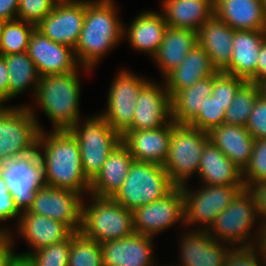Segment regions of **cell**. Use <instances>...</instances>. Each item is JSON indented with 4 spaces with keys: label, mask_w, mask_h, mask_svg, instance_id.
Instances as JSON below:
<instances>
[{
    "label": "cell",
    "mask_w": 266,
    "mask_h": 266,
    "mask_svg": "<svg viewBox=\"0 0 266 266\" xmlns=\"http://www.w3.org/2000/svg\"><path fill=\"white\" fill-rule=\"evenodd\" d=\"M39 132L37 150L42 161L45 185L90 194V181L83 173L78 140L69 129ZM44 149V156L40 149Z\"/></svg>",
    "instance_id": "obj_1"
},
{
    "label": "cell",
    "mask_w": 266,
    "mask_h": 266,
    "mask_svg": "<svg viewBox=\"0 0 266 266\" xmlns=\"http://www.w3.org/2000/svg\"><path fill=\"white\" fill-rule=\"evenodd\" d=\"M112 0H85V19L79 40L74 48L79 65L86 71L119 43L125 35Z\"/></svg>",
    "instance_id": "obj_2"
},
{
    "label": "cell",
    "mask_w": 266,
    "mask_h": 266,
    "mask_svg": "<svg viewBox=\"0 0 266 266\" xmlns=\"http://www.w3.org/2000/svg\"><path fill=\"white\" fill-rule=\"evenodd\" d=\"M77 69L72 72L41 76L36 102L52 121L55 130L70 129L79 118L80 83Z\"/></svg>",
    "instance_id": "obj_3"
},
{
    "label": "cell",
    "mask_w": 266,
    "mask_h": 266,
    "mask_svg": "<svg viewBox=\"0 0 266 266\" xmlns=\"http://www.w3.org/2000/svg\"><path fill=\"white\" fill-rule=\"evenodd\" d=\"M174 187L163 165L133 161L121 188L112 199L134 211L142 205L158 201Z\"/></svg>",
    "instance_id": "obj_4"
},
{
    "label": "cell",
    "mask_w": 266,
    "mask_h": 266,
    "mask_svg": "<svg viewBox=\"0 0 266 266\" xmlns=\"http://www.w3.org/2000/svg\"><path fill=\"white\" fill-rule=\"evenodd\" d=\"M92 197L90 206L82 204L80 231L86 237L103 244L135 233L132 211L110 197Z\"/></svg>",
    "instance_id": "obj_5"
},
{
    "label": "cell",
    "mask_w": 266,
    "mask_h": 266,
    "mask_svg": "<svg viewBox=\"0 0 266 266\" xmlns=\"http://www.w3.org/2000/svg\"><path fill=\"white\" fill-rule=\"evenodd\" d=\"M41 130L29 106H0V164L34 152Z\"/></svg>",
    "instance_id": "obj_6"
},
{
    "label": "cell",
    "mask_w": 266,
    "mask_h": 266,
    "mask_svg": "<svg viewBox=\"0 0 266 266\" xmlns=\"http://www.w3.org/2000/svg\"><path fill=\"white\" fill-rule=\"evenodd\" d=\"M69 130L78 140L83 173L91 182L108 155L122 142V136L100 114L86 120L82 127L78 121Z\"/></svg>",
    "instance_id": "obj_7"
},
{
    "label": "cell",
    "mask_w": 266,
    "mask_h": 266,
    "mask_svg": "<svg viewBox=\"0 0 266 266\" xmlns=\"http://www.w3.org/2000/svg\"><path fill=\"white\" fill-rule=\"evenodd\" d=\"M210 141L208 132L188 124L172 127L169 155L164 169L175 186H182L194 172L198 173L201 155Z\"/></svg>",
    "instance_id": "obj_8"
},
{
    "label": "cell",
    "mask_w": 266,
    "mask_h": 266,
    "mask_svg": "<svg viewBox=\"0 0 266 266\" xmlns=\"http://www.w3.org/2000/svg\"><path fill=\"white\" fill-rule=\"evenodd\" d=\"M258 215L256 201L249 188L240 190L232 199L230 205L224 209L214 222L206 229L215 239L220 238L223 243L239 247L259 245L260 240L249 242L250 230ZM212 231L214 233H212ZM248 238V239H247ZM257 243V244H256ZM253 244V245H252Z\"/></svg>",
    "instance_id": "obj_9"
},
{
    "label": "cell",
    "mask_w": 266,
    "mask_h": 266,
    "mask_svg": "<svg viewBox=\"0 0 266 266\" xmlns=\"http://www.w3.org/2000/svg\"><path fill=\"white\" fill-rule=\"evenodd\" d=\"M0 175L5 179L20 211L29 210L37 190L45 185L43 165L37 149L30 154L1 163Z\"/></svg>",
    "instance_id": "obj_10"
},
{
    "label": "cell",
    "mask_w": 266,
    "mask_h": 266,
    "mask_svg": "<svg viewBox=\"0 0 266 266\" xmlns=\"http://www.w3.org/2000/svg\"><path fill=\"white\" fill-rule=\"evenodd\" d=\"M192 193L186 183L181 186L184 196V224L203 223L208 229L219 213L226 209L244 185H208ZM191 191V192H190Z\"/></svg>",
    "instance_id": "obj_11"
},
{
    "label": "cell",
    "mask_w": 266,
    "mask_h": 266,
    "mask_svg": "<svg viewBox=\"0 0 266 266\" xmlns=\"http://www.w3.org/2000/svg\"><path fill=\"white\" fill-rule=\"evenodd\" d=\"M148 82L125 70L112 82L107 110L100 115L121 136L132 126L136 100Z\"/></svg>",
    "instance_id": "obj_12"
},
{
    "label": "cell",
    "mask_w": 266,
    "mask_h": 266,
    "mask_svg": "<svg viewBox=\"0 0 266 266\" xmlns=\"http://www.w3.org/2000/svg\"><path fill=\"white\" fill-rule=\"evenodd\" d=\"M82 204L81 194L44 185L37 190L28 211L59 221L78 232L82 225Z\"/></svg>",
    "instance_id": "obj_13"
},
{
    "label": "cell",
    "mask_w": 266,
    "mask_h": 266,
    "mask_svg": "<svg viewBox=\"0 0 266 266\" xmlns=\"http://www.w3.org/2000/svg\"><path fill=\"white\" fill-rule=\"evenodd\" d=\"M84 19V0H58L53 10L36 25V29L52 41L74 49Z\"/></svg>",
    "instance_id": "obj_14"
},
{
    "label": "cell",
    "mask_w": 266,
    "mask_h": 266,
    "mask_svg": "<svg viewBox=\"0 0 266 266\" xmlns=\"http://www.w3.org/2000/svg\"><path fill=\"white\" fill-rule=\"evenodd\" d=\"M133 212L135 233L154 237L169 226L184 221V196L181 186H175L158 201L136 208Z\"/></svg>",
    "instance_id": "obj_15"
},
{
    "label": "cell",
    "mask_w": 266,
    "mask_h": 266,
    "mask_svg": "<svg viewBox=\"0 0 266 266\" xmlns=\"http://www.w3.org/2000/svg\"><path fill=\"white\" fill-rule=\"evenodd\" d=\"M27 53L40 77L72 72L78 67L73 48L52 41L36 28L30 35Z\"/></svg>",
    "instance_id": "obj_16"
},
{
    "label": "cell",
    "mask_w": 266,
    "mask_h": 266,
    "mask_svg": "<svg viewBox=\"0 0 266 266\" xmlns=\"http://www.w3.org/2000/svg\"><path fill=\"white\" fill-rule=\"evenodd\" d=\"M170 123L155 129L127 130L122 143L129 149L134 161L164 165L169 155L172 127Z\"/></svg>",
    "instance_id": "obj_17"
},
{
    "label": "cell",
    "mask_w": 266,
    "mask_h": 266,
    "mask_svg": "<svg viewBox=\"0 0 266 266\" xmlns=\"http://www.w3.org/2000/svg\"><path fill=\"white\" fill-rule=\"evenodd\" d=\"M163 88L150 81L140 90L133 123L128 130L160 128L172 121L171 97L164 85Z\"/></svg>",
    "instance_id": "obj_18"
},
{
    "label": "cell",
    "mask_w": 266,
    "mask_h": 266,
    "mask_svg": "<svg viewBox=\"0 0 266 266\" xmlns=\"http://www.w3.org/2000/svg\"><path fill=\"white\" fill-rule=\"evenodd\" d=\"M152 240L153 237L134 233L101 244L103 266H153Z\"/></svg>",
    "instance_id": "obj_19"
},
{
    "label": "cell",
    "mask_w": 266,
    "mask_h": 266,
    "mask_svg": "<svg viewBox=\"0 0 266 266\" xmlns=\"http://www.w3.org/2000/svg\"><path fill=\"white\" fill-rule=\"evenodd\" d=\"M266 30H234L233 55L222 71L246 81L257 82V61Z\"/></svg>",
    "instance_id": "obj_20"
},
{
    "label": "cell",
    "mask_w": 266,
    "mask_h": 266,
    "mask_svg": "<svg viewBox=\"0 0 266 266\" xmlns=\"http://www.w3.org/2000/svg\"><path fill=\"white\" fill-rule=\"evenodd\" d=\"M185 235L180 247V266H224L230 247L222 246L204 228Z\"/></svg>",
    "instance_id": "obj_21"
},
{
    "label": "cell",
    "mask_w": 266,
    "mask_h": 266,
    "mask_svg": "<svg viewBox=\"0 0 266 266\" xmlns=\"http://www.w3.org/2000/svg\"><path fill=\"white\" fill-rule=\"evenodd\" d=\"M199 44L211 59L217 71H223L233 55L234 29L220 20L215 14L197 32Z\"/></svg>",
    "instance_id": "obj_22"
},
{
    "label": "cell",
    "mask_w": 266,
    "mask_h": 266,
    "mask_svg": "<svg viewBox=\"0 0 266 266\" xmlns=\"http://www.w3.org/2000/svg\"><path fill=\"white\" fill-rule=\"evenodd\" d=\"M214 14L234 30H266L261 0H214Z\"/></svg>",
    "instance_id": "obj_23"
},
{
    "label": "cell",
    "mask_w": 266,
    "mask_h": 266,
    "mask_svg": "<svg viewBox=\"0 0 266 266\" xmlns=\"http://www.w3.org/2000/svg\"><path fill=\"white\" fill-rule=\"evenodd\" d=\"M134 158L121 142L106 158L95 178L90 182V193L96 197H110L121 188Z\"/></svg>",
    "instance_id": "obj_24"
},
{
    "label": "cell",
    "mask_w": 266,
    "mask_h": 266,
    "mask_svg": "<svg viewBox=\"0 0 266 266\" xmlns=\"http://www.w3.org/2000/svg\"><path fill=\"white\" fill-rule=\"evenodd\" d=\"M210 141L241 171L248 165L255 139L244 126L222 123L209 133Z\"/></svg>",
    "instance_id": "obj_25"
},
{
    "label": "cell",
    "mask_w": 266,
    "mask_h": 266,
    "mask_svg": "<svg viewBox=\"0 0 266 266\" xmlns=\"http://www.w3.org/2000/svg\"><path fill=\"white\" fill-rule=\"evenodd\" d=\"M19 234L34 251L68 239L74 232L65 224L43 215L23 211L18 218Z\"/></svg>",
    "instance_id": "obj_26"
},
{
    "label": "cell",
    "mask_w": 266,
    "mask_h": 266,
    "mask_svg": "<svg viewBox=\"0 0 266 266\" xmlns=\"http://www.w3.org/2000/svg\"><path fill=\"white\" fill-rule=\"evenodd\" d=\"M217 69L199 45H195L182 63L165 77V87L170 97L177 91L194 85L197 81L214 75Z\"/></svg>",
    "instance_id": "obj_27"
},
{
    "label": "cell",
    "mask_w": 266,
    "mask_h": 266,
    "mask_svg": "<svg viewBox=\"0 0 266 266\" xmlns=\"http://www.w3.org/2000/svg\"><path fill=\"white\" fill-rule=\"evenodd\" d=\"M167 26L197 32L214 15V0H163Z\"/></svg>",
    "instance_id": "obj_28"
},
{
    "label": "cell",
    "mask_w": 266,
    "mask_h": 266,
    "mask_svg": "<svg viewBox=\"0 0 266 266\" xmlns=\"http://www.w3.org/2000/svg\"><path fill=\"white\" fill-rule=\"evenodd\" d=\"M198 175L208 185H244L242 171L211 141L203 149Z\"/></svg>",
    "instance_id": "obj_29"
},
{
    "label": "cell",
    "mask_w": 266,
    "mask_h": 266,
    "mask_svg": "<svg viewBox=\"0 0 266 266\" xmlns=\"http://www.w3.org/2000/svg\"><path fill=\"white\" fill-rule=\"evenodd\" d=\"M195 45H197L196 32L167 26L164 38L153 57L161 67L164 78L182 63Z\"/></svg>",
    "instance_id": "obj_30"
},
{
    "label": "cell",
    "mask_w": 266,
    "mask_h": 266,
    "mask_svg": "<svg viewBox=\"0 0 266 266\" xmlns=\"http://www.w3.org/2000/svg\"><path fill=\"white\" fill-rule=\"evenodd\" d=\"M166 28L164 14L147 11L132 21L126 35H128L127 38L133 48L154 57L164 38Z\"/></svg>",
    "instance_id": "obj_31"
},
{
    "label": "cell",
    "mask_w": 266,
    "mask_h": 266,
    "mask_svg": "<svg viewBox=\"0 0 266 266\" xmlns=\"http://www.w3.org/2000/svg\"><path fill=\"white\" fill-rule=\"evenodd\" d=\"M197 81L191 87L177 91L171 97V119L176 124H189L199 113L204 99L211 96L214 77L219 73Z\"/></svg>",
    "instance_id": "obj_32"
},
{
    "label": "cell",
    "mask_w": 266,
    "mask_h": 266,
    "mask_svg": "<svg viewBox=\"0 0 266 266\" xmlns=\"http://www.w3.org/2000/svg\"><path fill=\"white\" fill-rule=\"evenodd\" d=\"M3 57L9 73L8 100L25 91L31 84L35 86L34 93L36 94L40 75L28 53L8 54Z\"/></svg>",
    "instance_id": "obj_33"
},
{
    "label": "cell",
    "mask_w": 266,
    "mask_h": 266,
    "mask_svg": "<svg viewBox=\"0 0 266 266\" xmlns=\"http://www.w3.org/2000/svg\"><path fill=\"white\" fill-rule=\"evenodd\" d=\"M36 26L23 20L3 21L0 28V55L27 52L31 33Z\"/></svg>",
    "instance_id": "obj_34"
},
{
    "label": "cell",
    "mask_w": 266,
    "mask_h": 266,
    "mask_svg": "<svg viewBox=\"0 0 266 266\" xmlns=\"http://www.w3.org/2000/svg\"><path fill=\"white\" fill-rule=\"evenodd\" d=\"M258 95L259 90L257 84L255 82L246 81L237 90L233 101L226 109L224 123L246 127Z\"/></svg>",
    "instance_id": "obj_35"
},
{
    "label": "cell",
    "mask_w": 266,
    "mask_h": 266,
    "mask_svg": "<svg viewBox=\"0 0 266 266\" xmlns=\"http://www.w3.org/2000/svg\"><path fill=\"white\" fill-rule=\"evenodd\" d=\"M68 266H103L101 244L81 231L71 235Z\"/></svg>",
    "instance_id": "obj_36"
},
{
    "label": "cell",
    "mask_w": 266,
    "mask_h": 266,
    "mask_svg": "<svg viewBox=\"0 0 266 266\" xmlns=\"http://www.w3.org/2000/svg\"><path fill=\"white\" fill-rule=\"evenodd\" d=\"M71 236L60 242L42 247L33 253H23L34 266H68Z\"/></svg>",
    "instance_id": "obj_37"
},
{
    "label": "cell",
    "mask_w": 266,
    "mask_h": 266,
    "mask_svg": "<svg viewBox=\"0 0 266 266\" xmlns=\"http://www.w3.org/2000/svg\"><path fill=\"white\" fill-rule=\"evenodd\" d=\"M242 179L245 188L255 183L266 182V139L254 141L250 161L242 171Z\"/></svg>",
    "instance_id": "obj_38"
},
{
    "label": "cell",
    "mask_w": 266,
    "mask_h": 266,
    "mask_svg": "<svg viewBox=\"0 0 266 266\" xmlns=\"http://www.w3.org/2000/svg\"><path fill=\"white\" fill-rule=\"evenodd\" d=\"M225 111L223 104L209 96L204 99L198 115L188 125L209 133L224 123Z\"/></svg>",
    "instance_id": "obj_39"
},
{
    "label": "cell",
    "mask_w": 266,
    "mask_h": 266,
    "mask_svg": "<svg viewBox=\"0 0 266 266\" xmlns=\"http://www.w3.org/2000/svg\"><path fill=\"white\" fill-rule=\"evenodd\" d=\"M246 82V80L235 75L219 72L214 77V86L211 96L224 105L227 109L233 101L237 90Z\"/></svg>",
    "instance_id": "obj_40"
},
{
    "label": "cell",
    "mask_w": 266,
    "mask_h": 266,
    "mask_svg": "<svg viewBox=\"0 0 266 266\" xmlns=\"http://www.w3.org/2000/svg\"><path fill=\"white\" fill-rule=\"evenodd\" d=\"M58 0H19L17 19L35 26L54 8Z\"/></svg>",
    "instance_id": "obj_41"
},
{
    "label": "cell",
    "mask_w": 266,
    "mask_h": 266,
    "mask_svg": "<svg viewBox=\"0 0 266 266\" xmlns=\"http://www.w3.org/2000/svg\"><path fill=\"white\" fill-rule=\"evenodd\" d=\"M246 129L255 140L266 139V99L256 98Z\"/></svg>",
    "instance_id": "obj_42"
},
{
    "label": "cell",
    "mask_w": 266,
    "mask_h": 266,
    "mask_svg": "<svg viewBox=\"0 0 266 266\" xmlns=\"http://www.w3.org/2000/svg\"><path fill=\"white\" fill-rule=\"evenodd\" d=\"M256 247H231L224 266H262L259 264L258 256L263 255V253L259 245Z\"/></svg>",
    "instance_id": "obj_43"
},
{
    "label": "cell",
    "mask_w": 266,
    "mask_h": 266,
    "mask_svg": "<svg viewBox=\"0 0 266 266\" xmlns=\"http://www.w3.org/2000/svg\"><path fill=\"white\" fill-rule=\"evenodd\" d=\"M22 211L18 209L13 196H0V221L8 220L21 215ZM0 229V235H9V231Z\"/></svg>",
    "instance_id": "obj_44"
},
{
    "label": "cell",
    "mask_w": 266,
    "mask_h": 266,
    "mask_svg": "<svg viewBox=\"0 0 266 266\" xmlns=\"http://www.w3.org/2000/svg\"><path fill=\"white\" fill-rule=\"evenodd\" d=\"M250 191L253 193V196L256 201L258 216L263 217L264 223L260 225L262 229L266 228V182L255 183L249 187ZM263 215V216H262Z\"/></svg>",
    "instance_id": "obj_45"
},
{
    "label": "cell",
    "mask_w": 266,
    "mask_h": 266,
    "mask_svg": "<svg viewBox=\"0 0 266 266\" xmlns=\"http://www.w3.org/2000/svg\"><path fill=\"white\" fill-rule=\"evenodd\" d=\"M19 0H0V21L17 19Z\"/></svg>",
    "instance_id": "obj_46"
},
{
    "label": "cell",
    "mask_w": 266,
    "mask_h": 266,
    "mask_svg": "<svg viewBox=\"0 0 266 266\" xmlns=\"http://www.w3.org/2000/svg\"><path fill=\"white\" fill-rule=\"evenodd\" d=\"M8 74L5 58L0 55V106L8 100Z\"/></svg>",
    "instance_id": "obj_47"
},
{
    "label": "cell",
    "mask_w": 266,
    "mask_h": 266,
    "mask_svg": "<svg viewBox=\"0 0 266 266\" xmlns=\"http://www.w3.org/2000/svg\"><path fill=\"white\" fill-rule=\"evenodd\" d=\"M12 235H0V266H6L7 260L14 253Z\"/></svg>",
    "instance_id": "obj_48"
},
{
    "label": "cell",
    "mask_w": 266,
    "mask_h": 266,
    "mask_svg": "<svg viewBox=\"0 0 266 266\" xmlns=\"http://www.w3.org/2000/svg\"><path fill=\"white\" fill-rule=\"evenodd\" d=\"M257 61V81L266 78V38L260 47Z\"/></svg>",
    "instance_id": "obj_49"
},
{
    "label": "cell",
    "mask_w": 266,
    "mask_h": 266,
    "mask_svg": "<svg viewBox=\"0 0 266 266\" xmlns=\"http://www.w3.org/2000/svg\"><path fill=\"white\" fill-rule=\"evenodd\" d=\"M6 266H34L27 256L12 254L6 262Z\"/></svg>",
    "instance_id": "obj_50"
},
{
    "label": "cell",
    "mask_w": 266,
    "mask_h": 266,
    "mask_svg": "<svg viewBox=\"0 0 266 266\" xmlns=\"http://www.w3.org/2000/svg\"><path fill=\"white\" fill-rule=\"evenodd\" d=\"M260 234L258 235L259 238H256L260 240L259 242V247L262 250L263 253V261L266 263V228L264 229H259Z\"/></svg>",
    "instance_id": "obj_51"
},
{
    "label": "cell",
    "mask_w": 266,
    "mask_h": 266,
    "mask_svg": "<svg viewBox=\"0 0 266 266\" xmlns=\"http://www.w3.org/2000/svg\"><path fill=\"white\" fill-rule=\"evenodd\" d=\"M256 84L259 90V95L266 99V78L258 80Z\"/></svg>",
    "instance_id": "obj_52"
},
{
    "label": "cell",
    "mask_w": 266,
    "mask_h": 266,
    "mask_svg": "<svg viewBox=\"0 0 266 266\" xmlns=\"http://www.w3.org/2000/svg\"><path fill=\"white\" fill-rule=\"evenodd\" d=\"M0 196H12L5 179L0 175Z\"/></svg>",
    "instance_id": "obj_53"
},
{
    "label": "cell",
    "mask_w": 266,
    "mask_h": 266,
    "mask_svg": "<svg viewBox=\"0 0 266 266\" xmlns=\"http://www.w3.org/2000/svg\"><path fill=\"white\" fill-rule=\"evenodd\" d=\"M261 1L263 2L264 7H265V9H266V0H261Z\"/></svg>",
    "instance_id": "obj_54"
}]
</instances>
